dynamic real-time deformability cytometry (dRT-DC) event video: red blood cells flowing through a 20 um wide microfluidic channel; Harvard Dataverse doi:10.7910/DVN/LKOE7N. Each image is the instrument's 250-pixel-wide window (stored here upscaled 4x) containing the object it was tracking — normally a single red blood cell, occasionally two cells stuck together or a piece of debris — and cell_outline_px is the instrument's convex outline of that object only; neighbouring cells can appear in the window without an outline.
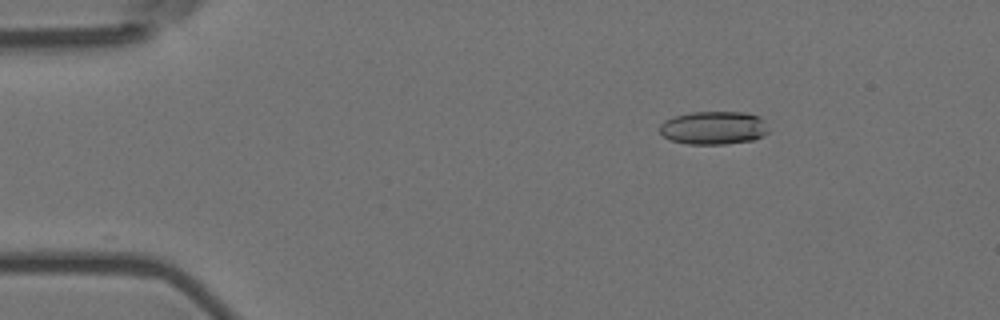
{"species": "Egyptian fruit bat (a non-hibernating species)", "species_latin": "Rousettus aegyptiacus", "temperature_condition": "room temperature", "stored_images_in_passage": 6, "camera_frame_rate_fps": 3000, "um_per_image_px": 0.085, "animal": {"sex": "female"}, "frame": {"image": 1, "passage_image": 3, "time_ms": 0.667, "image_size_px": [1000, 320], "cell_outline_px": [[768, 132], [764, 136], [752, 140], [724, 144], [688, 144], [672, 140], [664, 136], [660, 132], [660, 124], [664, 120], [676, 116], [692, 112], [744, 112], [760, 116], [764, 120]], "centroid_in_image_um": [60.68, 10.86], "position_along_channel_um": 24.3, "area_um2": 21.04}}
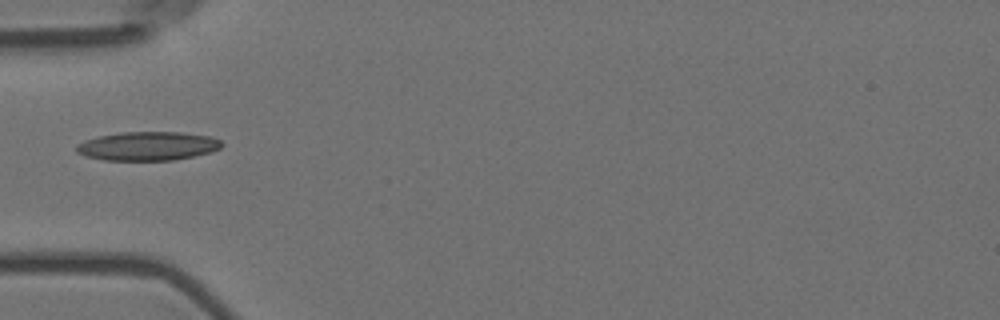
{"frame": {"image": 2, "passage_image": 6, "time_ms": 1.667, "image_size_px": [1000, 320], "cell_outline_px": [[224, 144], [220, 148], [212, 152], [172, 160], [104, 160], [88, 156], [76, 152], [76, 144], [84, 140], [100, 136], [120, 132], [180, 132], [212, 136], [220, 140]], "centroid_in_image_um": [12.58, 12.41], "position_along_channel_um": 72.4, "area_um2": 24.39}}